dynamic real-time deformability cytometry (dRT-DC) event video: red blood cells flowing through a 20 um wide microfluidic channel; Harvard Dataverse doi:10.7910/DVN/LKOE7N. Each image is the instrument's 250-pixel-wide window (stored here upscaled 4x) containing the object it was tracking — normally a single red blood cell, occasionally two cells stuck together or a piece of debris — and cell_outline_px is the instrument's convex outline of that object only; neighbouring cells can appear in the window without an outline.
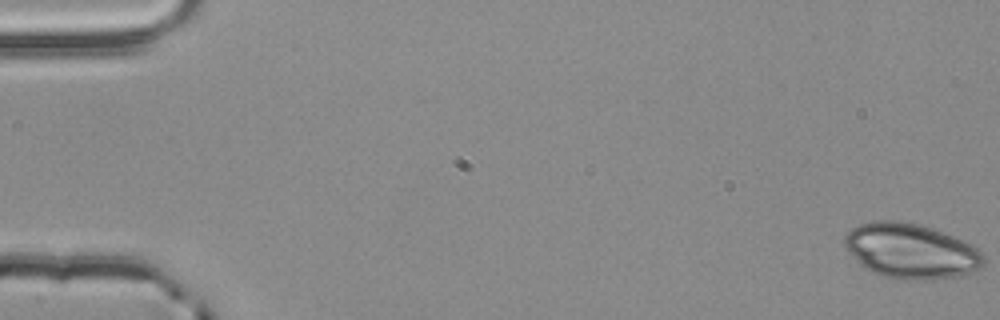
{"species": "common noctule bat (a hibernating species)", "species_latin": "Nyctalus noctula", "temperature_condition": "room temperature", "stored_images_in_passage": 17, "camera_frame_rate_fps": 3000, "um_per_image_px": 0.085, "animal": {"sex": "male", "body_mass_g": 20.4}, "frame": {"image": 1, "passage_image": 1, "time_ms": 0.0, "image_size_px": [1000, 320], "cell_outline_px": [[984, 264], [980, 268], [960, 276], [932, 280], [896, 280], [872, 272], [860, 264], [844, 248], [844, 236], [856, 224], [872, 220], [896, 220], [920, 224], [932, 228], [964, 240], [972, 244], [984, 256]], "centroid_in_image_um": [77.41, 21.33], "position_along_channel_um": 7.6, "area_um2": 45.14}}